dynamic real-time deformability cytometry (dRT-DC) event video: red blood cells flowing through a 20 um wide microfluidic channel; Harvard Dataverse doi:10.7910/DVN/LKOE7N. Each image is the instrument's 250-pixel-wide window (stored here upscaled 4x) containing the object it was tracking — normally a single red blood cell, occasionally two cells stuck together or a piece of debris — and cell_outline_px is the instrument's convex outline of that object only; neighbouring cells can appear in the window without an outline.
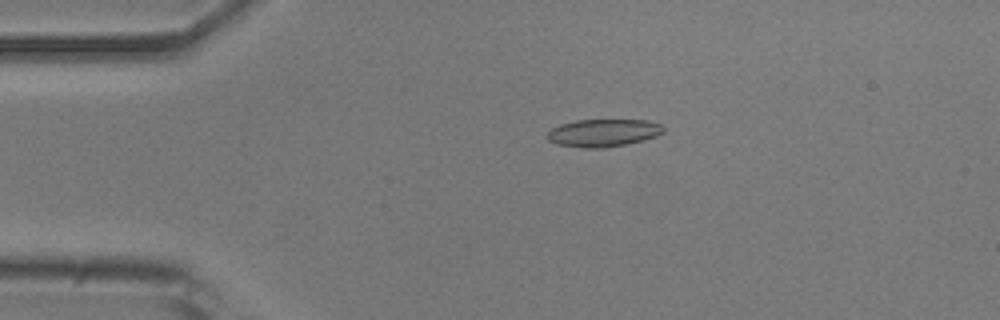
{"species": "common noctule bat (a hibernating species)", "species_latin": "Nyctalus noctula", "temperature_condition": "room temperature", "stored_images_in_passage": 49, "camera_frame_rate_fps": 3000, "um_per_image_px": 0.085, "animal": {"sex": "male", "body_mass_g": 20.5, "forearm_length_mm": 52.5}, "frame": {"image": 1, "passage_image": 8, "time_ms": 2.333, "image_size_px": [1000, 320], "cell_outline_px": [[664, 132], [656, 136], [644, 140], [604, 148], [580, 148], [556, 144], [548, 140], [548, 132], [552, 128], [560, 124], [576, 120], [648, 120], [660, 124], [664, 128]], "centroid_in_image_um": [51.27, 11.29], "position_along_channel_um": 33.7, "area_um2": 18.73}}
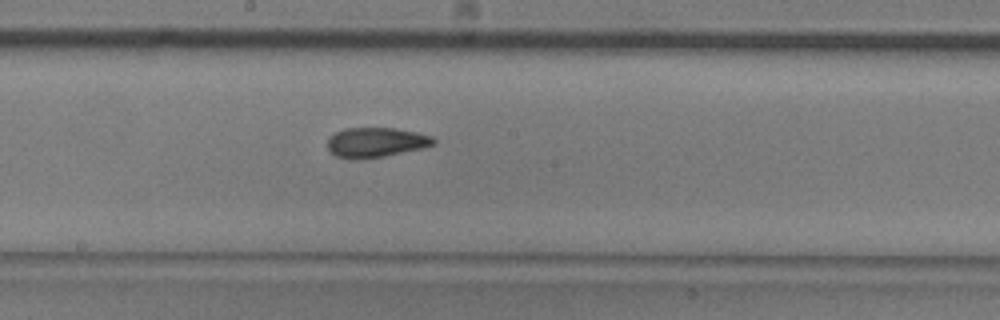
{"frame": {"image": 2, "passage_image": 25, "time_ms": 8.0, "image_size_px": [1000, 320], "cell_outline_px": [[436, 144], [424, 148], [384, 156], [336, 156], [328, 148], [328, 136], [344, 128], [396, 128], [416, 132], [432, 136], [436, 140]], "centroid_in_image_um": [32.03, 12.05], "position_along_channel_um": 216.2, "area_um2": 17.86}}
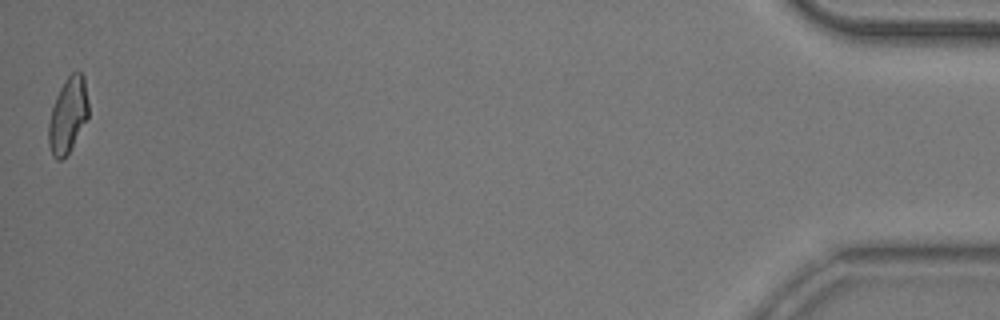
{"frame": {"image": 3, "passage_image": 49, "time_ms": 16.0, "image_size_px": [1000, 320], "cell_outline_px": [[88, 116], [68, 152], [60, 160], [56, 160], [52, 156], [48, 144], [48, 124], [52, 108], [56, 96], [64, 80], [72, 72], [80, 72], [84, 76], [88, 100]], "centroid_in_image_um": [5.75, 9.77], "position_along_channel_um": 429.4, "area_um2": 17.28}, "authors_computed_cell_mechanics": {"area_um2": 18.3226, "velocity_mm_per_s": 3.8762, "shape_relaxation_time_tau1_ms": 6.2517, "shape_relaxation_time_tau2_ms": 2.9677, "deformation_change_tau1": 0.1524, "deformation_change_tau2": 0.0934}}